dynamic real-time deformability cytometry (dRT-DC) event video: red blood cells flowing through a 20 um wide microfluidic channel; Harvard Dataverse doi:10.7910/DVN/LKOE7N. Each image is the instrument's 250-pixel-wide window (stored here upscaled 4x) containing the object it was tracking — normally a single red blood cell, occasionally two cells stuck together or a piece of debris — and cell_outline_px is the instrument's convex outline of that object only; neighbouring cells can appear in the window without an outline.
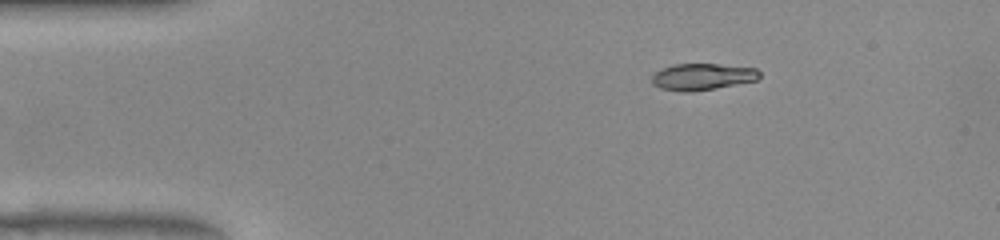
{"species": "common noctule bat (a hibernating species)", "species_latin": "Nyctalus noctula", "temperature_condition": "warm", "stored_images_in_passage": 43, "camera_frame_rate_fps": 3000, "um_per_image_px": 0.085, "animal": {"sex": "female", "body_mass_g": 22.0, "forearm_length_mm": 56.7}, "frame": {"image": 1, "passage_image": 2, "time_ms": 0.333, "image_size_px": [1000, 240], "cell_outline_px": [[748, 80], [708, 88], [672, 88], [672, 68], [688, 64], [708, 64], [728, 68]], "centroid_in_image_um": [59.78, 6.49], "position_along_channel_um": 25.2, "area_um2": 10.06}}
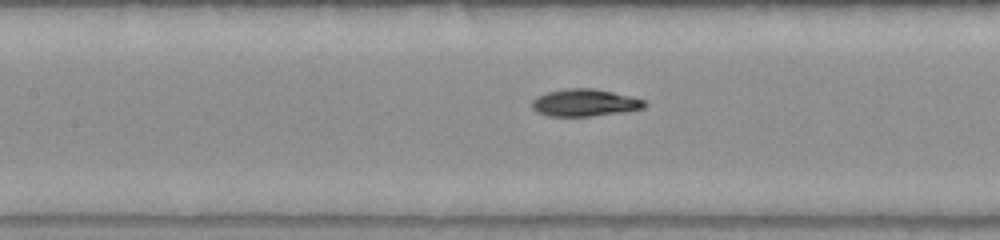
{"frame": {"image": 2, "passage_image": 17, "time_ms": 5.333, "image_size_px": [1000, 240], "cell_outline_px": [[640, 104], [632, 108], [596, 112], [552, 112], [540, 108], [540, 104], [548, 96], [564, 92], [604, 92], [640, 100]], "centroid_in_image_um": [49.91, 8.7], "position_along_channel_um": 157.5, "area_um2": 11.68}}
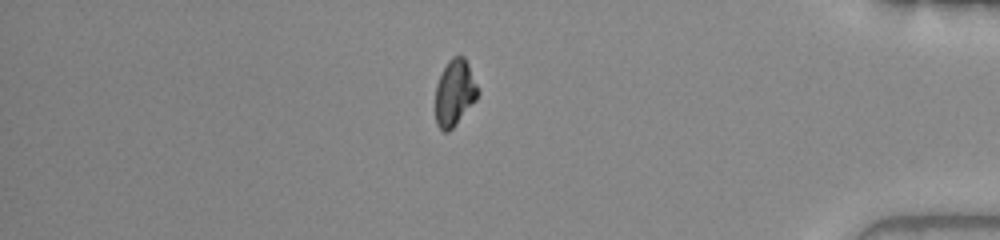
{"frame": {"image": 3, "passage_image": 38, "time_ms": 12.333, "image_size_px": [1000, 240], "cell_outline_px": [[476, 96], [452, 124], [448, 128], [444, 128], [440, 124], [436, 116], [436, 96], [440, 80], [444, 72], [448, 68], [460, 60], [464, 60], [476, 88]], "centroid_in_image_um": [38.61, 7.95], "position_along_channel_um": 396.6, "area_um2": 13.06}}